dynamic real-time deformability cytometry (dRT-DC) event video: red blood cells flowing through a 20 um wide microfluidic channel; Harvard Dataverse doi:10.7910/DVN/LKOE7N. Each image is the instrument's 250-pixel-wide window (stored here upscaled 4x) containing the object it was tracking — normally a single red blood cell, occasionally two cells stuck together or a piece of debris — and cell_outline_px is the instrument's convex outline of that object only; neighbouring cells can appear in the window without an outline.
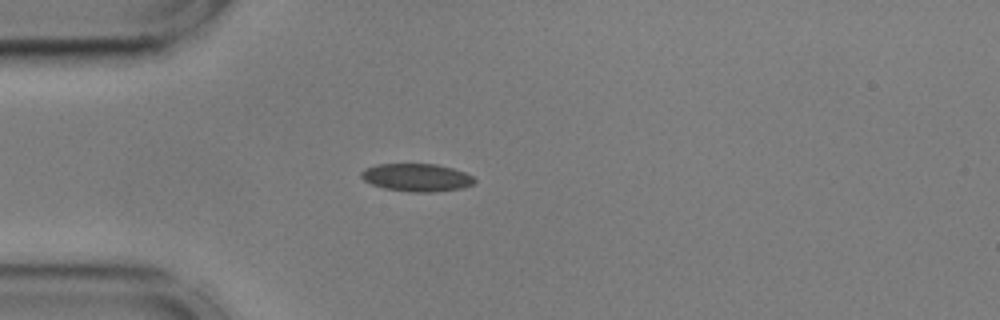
{"species": "common noctule bat (a hibernating species)", "species_latin": "Nyctalus noctula", "temperature_condition": "cold", "stored_images_in_passage": 41, "camera_frame_rate_fps": 3000, "um_per_image_px": 0.085, "animal": {"sex": "male", "body_mass_g": 17.9, "forearm_length_mm": 54.2}, "frame": {"image": 1, "passage_image": 1, "time_ms": 0.0, "image_size_px": [1000, 320], "cell_outline_px": [[476, 180], [472, 184], [460, 188], [432, 192], [408, 192], [384, 188], [372, 184], [364, 180], [360, 176], [360, 172], [364, 168], [376, 164], [436, 164], [452, 168], [464, 172], [472, 176]], "centroid_in_image_um": [35.37, 15.08], "position_along_channel_um": 49.6, "area_um2": 18.32}}
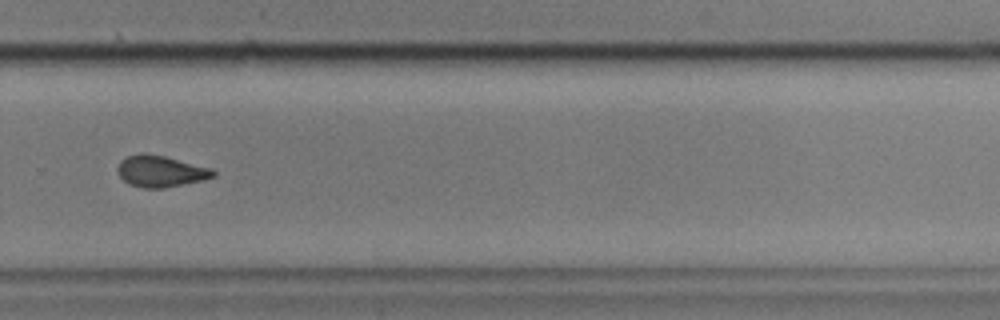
{"frame": {"image": 2, "passage_image": 24, "time_ms": 7.667, "image_size_px": [1000, 320], "cell_outline_px": [[216, 176], [204, 180], [164, 188], [144, 188], [128, 184], [120, 176], [116, 168], [120, 160], [128, 156], [164, 156], [212, 168], [216, 172]], "centroid_in_image_um": [13.7, 14.6], "position_along_channel_um": 316.1, "area_um2": 17.11}}
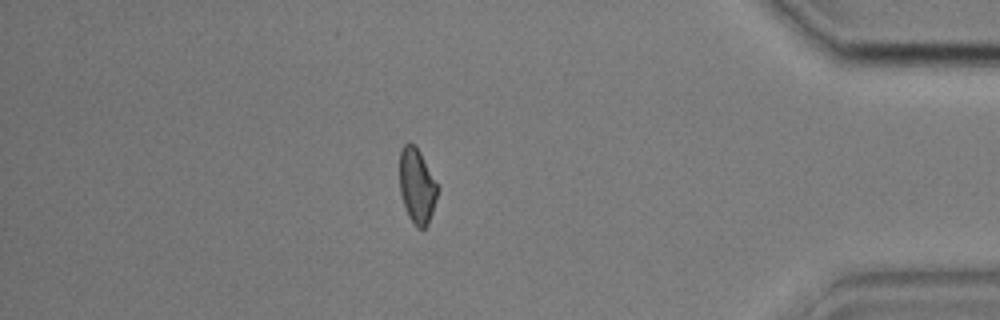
{"frame": {"image": 3, "passage_image": 34, "time_ms": 11.0, "image_size_px": [1000, 320], "cell_outline_px": [[440, 188], [428, 224], [424, 228], [416, 228], [408, 216], [400, 192], [400, 152], [404, 144], [408, 140], [416, 144]], "centroid_in_image_um": [35.45, 15.77], "position_along_channel_um": 399.7, "area_um2": 16.82}, "authors_computed_cell_mechanics": {"area_um2": 17.3978, "velocity_mm_per_s": 3.6155, "shape_relaxation_time_tau1_ms": 1.9701, "shape_relaxation_time_tau2_ms": 2.0891, "deformation_change_tau1": 0.0941, "deformation_change_tau2": 0.089}}